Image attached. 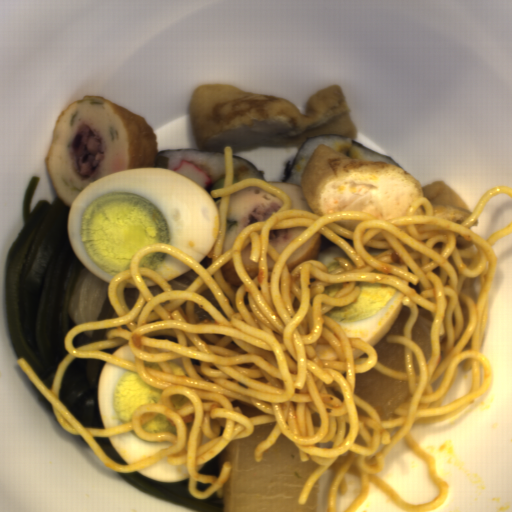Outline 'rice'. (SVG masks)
<instances>
[{"mask_svg": "<svg viewBox=\"0 0 512 512\" xmlns=\"http://www.w3.org/2000/svg\"><path fill=\"white\" fill-rule=\"evenodd\" d=\"M234 174L238 173L242 180L248 178H260L259 172L245 160L234 157Z\"/></svg>", "mask_w": 512, "mask_h": 512, "instance_id": "3", "label": "rice"}, {"mask_svg": "<svg viewBox=\"0 0 512 512\" xmlns=\"http://www.w3.org/2000/svg\"><path fill=\"white\" fill-rule=\"evenodd\" d=\"M353 140L354 138L346 136H325L306 143L301 152L299 153L294 163V166L287 178L286 183H289L291 185H299L300 177L309 159L311 158L312 154L317 149V147L323 144H326L330 148L350 155L352 157L394 164L387 158L353 143Z\"/></svg>", "mask_w": 512, "mask_h": 512, "instance_id": "1", "label": "rice"}, {"mask_svg": "<svg viewBox=\"0 0 512 512\" xmlns=\"http://www.w3.org/2000/svg\"><path fill=\"white\" fill-rule=\"evenodd\" d=\"M166 159L164 170L173 171L187 161L190 164L205 171L211 178V182L226 177L225 152H202L201 150H168L163 153Z\"/></svg>", "mask_w": 512, "mask_h": 512, "instance_id": "2", "label": "rice"}]
</instances>
